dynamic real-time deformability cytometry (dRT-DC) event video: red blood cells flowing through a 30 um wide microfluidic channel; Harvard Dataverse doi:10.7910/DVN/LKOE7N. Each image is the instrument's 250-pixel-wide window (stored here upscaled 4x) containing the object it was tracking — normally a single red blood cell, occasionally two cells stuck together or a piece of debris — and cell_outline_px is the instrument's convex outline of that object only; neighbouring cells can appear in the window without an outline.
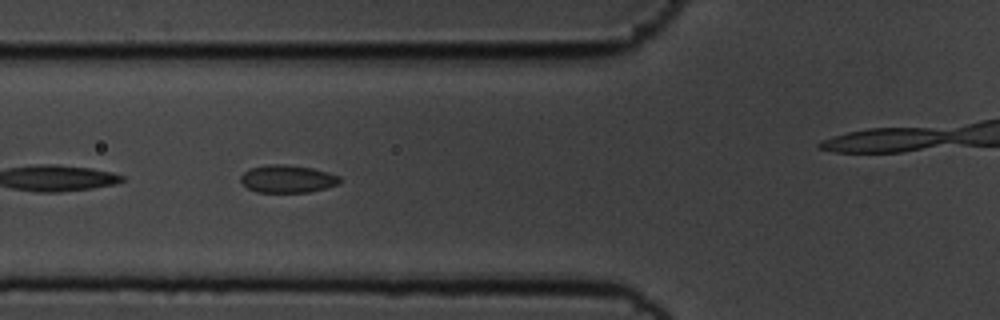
{"species": "common noctule bat (a hibernating species)", "species_latin": "Nyctalus noctula", "temperature_condition": "cold", "stored_images_in_passage": 30, "camera_frame_rate_fps": 3000, "um_per_image_px": 0.085, "animal": {"sex": "male", "body_mass_g": 19.5, "forearm_length_mm": 54.6}, "frame": {"image": 1, "passage_image": 22, "time_ms": 7.0, "image_size_px": [1000, 320], "cell_outline_px": [[340, 184], [308, 192], [256, 192], [248, 188], [240, 180], [240, 176], [248, 168], [268, 164], [284, 164], [312, 168], [328, 172], [340, 176]], "centroid_in_image_um": [24.42, 15.19], "position_along_channel_um": 101.4, "area_um2": 16.01}}
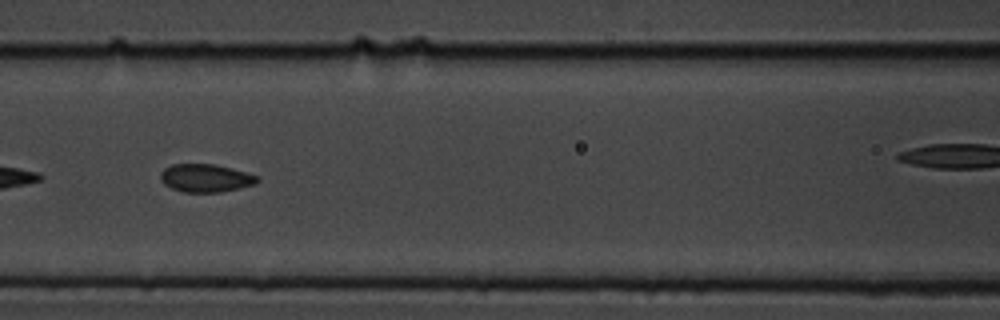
{"frame": {"image": 2, "passage_image": 26, "time_ms": 8.333, "image_size_px": [1000, 320], "cell_outline_px": [[260, 180], [256, 184], [240, 188], [220, 192], [184, 192], [172, 188], [164, 184], [160, 180], [160, 172], [164, 168], [172, 164], [216, 164], [232, 168], [260, 176]], "centroid_in_image_um": [17.5, 15.13], "position_along_channel_um": 149.1, "area_um2": 16.01}}